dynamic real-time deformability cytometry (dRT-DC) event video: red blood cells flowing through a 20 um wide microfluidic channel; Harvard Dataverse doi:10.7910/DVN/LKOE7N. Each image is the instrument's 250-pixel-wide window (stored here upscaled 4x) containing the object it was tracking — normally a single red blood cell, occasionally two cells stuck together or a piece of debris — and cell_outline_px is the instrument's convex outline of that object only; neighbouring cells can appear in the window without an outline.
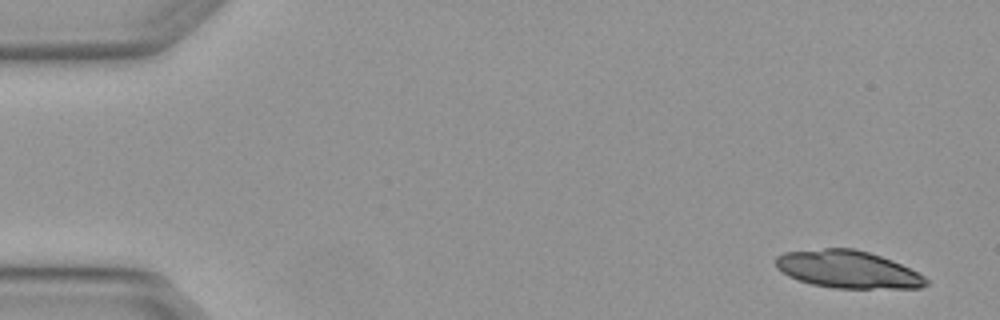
{"species": "Egyptian fruit bat (a non-hibernating species)", "species_latin": "Rousettus aegyptiacus", "temperature_condition": "warm", "stored_images_in_passage": 5, "camera_frame_rate_fps": 3000, "um_per_image_px": 0.085, "animal": {"sex": "female"}, "frame": {"image": 1, "passage_image": 1, "time_ms": 0.0, "image_size_px": [1000, 320], "cell_outline_px": [[928, 284], [920, 288], [836, 288], [812, 284], [788, 276], [776, 268], [776, 256], [784, 252], [824, 248], [852, 248], [868, 252], [892, 260], [924, 276], [928, 280]], "centroid_in_image_um": [72.04, 22.89], "position_along_channel_um": 13.0, "area_um2": 32.66}}